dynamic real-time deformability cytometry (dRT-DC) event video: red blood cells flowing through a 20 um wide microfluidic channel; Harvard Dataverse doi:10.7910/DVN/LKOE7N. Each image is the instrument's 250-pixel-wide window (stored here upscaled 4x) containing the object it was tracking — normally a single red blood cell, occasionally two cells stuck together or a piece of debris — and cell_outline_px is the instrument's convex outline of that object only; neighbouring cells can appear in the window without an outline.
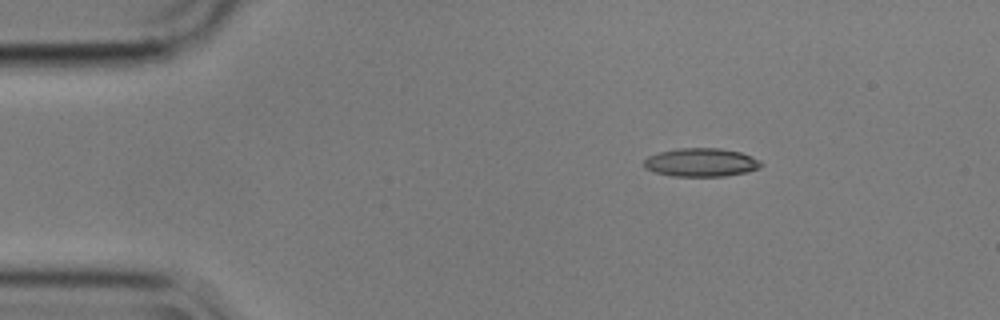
{"species": "common noctule bat (a hibernating species)", "species_latin": "Nyctalus noctula", "temperature_condition": "cold", "stored_images_in_passage": 4, "camera_frame_rate_fps": 3000, "um_per_image_px": 0.085, "animal": {"sex": "male", "body_mass_g": 17.9}, "frame": {"image": 1, "passage_image": 2, "time_ms": 0.333, "image_size_px": [1000, 320], "cell_outline_px": [[764, 164], [760, 168], [748, 172], [724, 176], [672, 176], [656, 172], [644, 168], [644, 160], [648, 156], [660, 152], [676, 148], [720, 148], [740, 152], [752, 156], [760, 160]], "centroid_in_image_um": [59.62, 13.8], "position_along_channel_um": 25.4, "area_um2": 19.54}}